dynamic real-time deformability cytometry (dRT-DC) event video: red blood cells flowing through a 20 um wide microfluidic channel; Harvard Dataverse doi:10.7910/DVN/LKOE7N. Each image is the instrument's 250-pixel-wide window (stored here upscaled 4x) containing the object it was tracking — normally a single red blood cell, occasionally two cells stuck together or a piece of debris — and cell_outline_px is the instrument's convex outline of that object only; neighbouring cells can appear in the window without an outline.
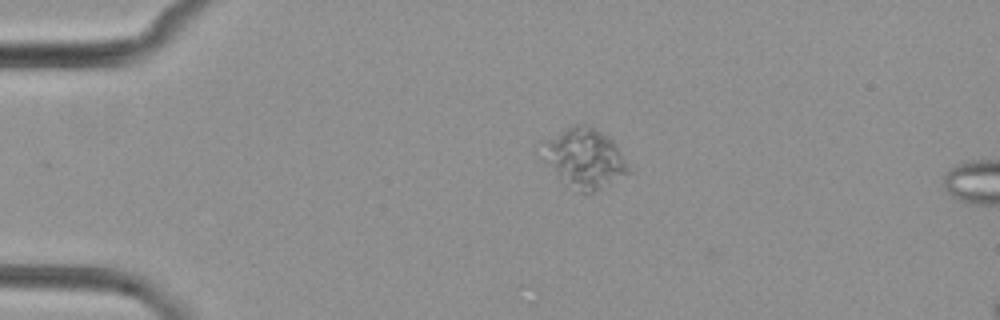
{"species": "common noctule bat (a hibernating species)", "species_latin": "Nyctalus noctula", "temperature_condition": "cold", "stored_images_in_passage": 2, "camera_frame_rate_fps": 3000, "um_per_image_px": 0.085, "animal": {"sex": "female", "body_mass_g": 29.2, "forearm_length_mm": 56.3}, "frame": {"image": 1, "passage_image": 1, "time_ms": 0.0, "image_size_px": [1000, 320], "cell_outline_px": [[632, 172], [588, 196], [580, 192], [560, 176], [544, 160], [544, 140], [576, 124], [588, 124], [596, 128], [608, 136], [616, 144], [628, 164]], "centroid_in_image_um": [49.77, 13.45], "position_along_channel_um": 35.2, "area_um2": 29.42}}